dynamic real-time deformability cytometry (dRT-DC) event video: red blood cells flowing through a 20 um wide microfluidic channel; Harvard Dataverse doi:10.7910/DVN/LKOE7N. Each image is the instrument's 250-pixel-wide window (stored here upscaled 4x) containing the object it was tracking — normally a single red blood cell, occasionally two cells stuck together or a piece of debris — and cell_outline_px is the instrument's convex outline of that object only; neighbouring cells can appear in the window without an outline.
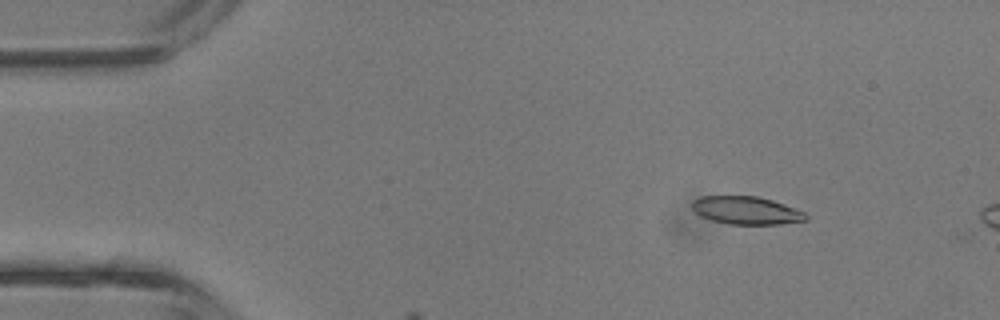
{"species": "common noctule bat (a hibernating species)", "species_latin": "Nyctalus noctula", "temperature_condition": "room temperature", "stored_images_in_passage": 8, "camera_frame_rate_fps": 3000, "um_per_image_px": 0.085, "animal": {"sex": "male", "body_mass_g": 13.3}, "frame": {"image": 1, "passage_image": 6, "time_ms": 1.667, "image_size_px": [1000, 320], "cell_outline_px": [[808, 220], [780, 224], [728, 224], [712, 220], [700, 216], [692, 208], [692, 200], [700, 196], [756, 196], [772, 200], [784, 204], [804, 212], [808, 216]], "centroid_in_image_um": [63.42, 17.88], "position_along_channel_um": 21.6, "area_um2": 18.5}}